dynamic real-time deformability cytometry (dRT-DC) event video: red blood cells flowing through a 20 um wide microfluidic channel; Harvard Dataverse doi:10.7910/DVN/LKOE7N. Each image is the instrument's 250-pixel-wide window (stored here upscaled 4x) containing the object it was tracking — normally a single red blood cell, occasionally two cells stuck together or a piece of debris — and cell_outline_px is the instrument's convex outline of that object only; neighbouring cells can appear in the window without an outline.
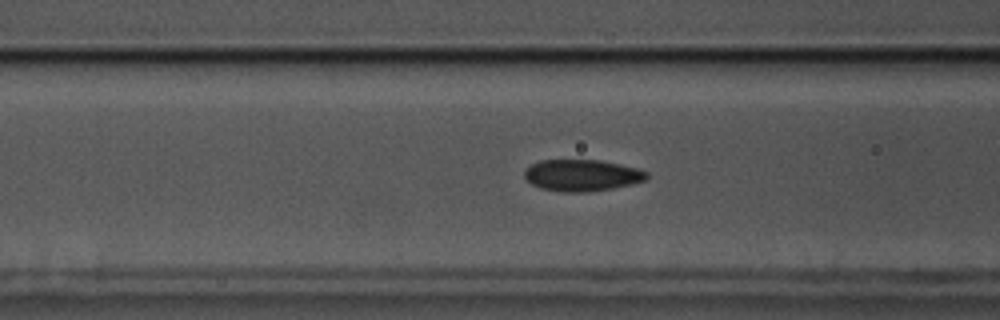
{"species": "common noctule bat (a hibernating species)", "species_latin": "Nyctalus noctula", "temperature_condition": "cold", "stored_images_in_passage": 57, "camera_frame_rate_fps": 3000, "um_per_image_px": 0.085, "animal": {"sex": "male", "body_mass_g": 17.5, "forearm_length_mm": 52.3}, "frame": {"image": 1, "passage_image": 22, "time_ms": 7.0, "image_size_px": [1000, 320], "cell_outline_px": [[648, 176], [644, 180], [632, 184], [612, 188], [584, 192], [564, 192], [540, 188], [532, 184], [524, 176], [524, 172], [532, 164], [540, 160], [600, 160], [620, 164], [636, 168], [648, 172]], "centroid_in_image_um": [49.46, 14.9], "position_along_channel_um": 117.1, "area_um2": 22.31}}
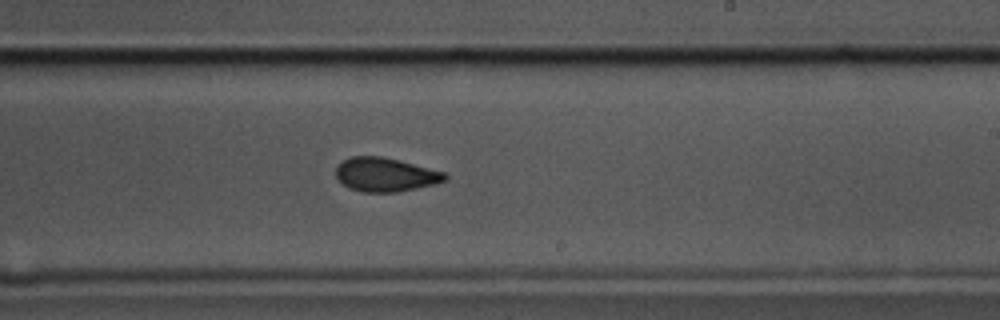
{"frame": {"image": 2, "passage_image": 34, "time_ms": 11.0, "image_size_px": [1000, 320], "cell_outline_px": [[448, 180], [436, 184], [396, 192], [364, 192], [348, 188], [336, 176], [336, 164], [352, 156], [380, 156], [400, 160], [444, 172], [448, 176]], "centroid_in_image_um": [32.77, 14.84], "position_along_channel_um": 256.2, "area_um2": 21.56}}
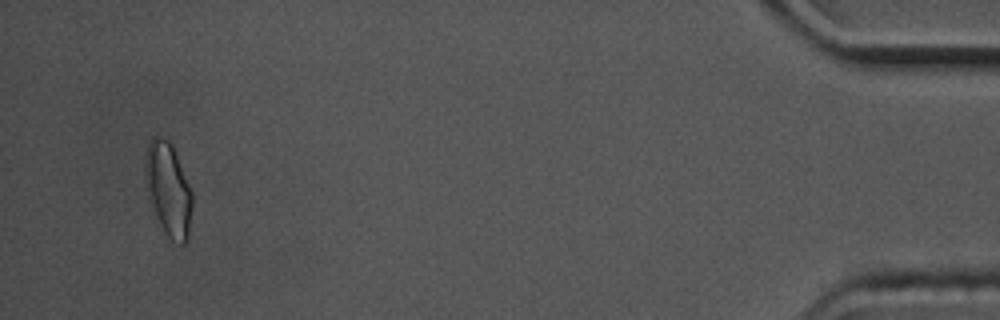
{"frame": {"image": 3, "passage_image": 55, "time_ms": 18.0, "image_size_px": [1000, 320], "cell_outline_px": [[192, 204], [188, 240], [184, 244], [180, 244], [172, 240], [164, 232], [148, 200], [144, 180], [144, 160], [148, 144], [156, 136], [160, 136], [168, 140], [172, 144], [192, 192]], "centroid_in_image_um": [14.28, 16.1], "position_along_channel_um": 420.9, "area_um2": 25.78}, "authors_computed_cell_mechanics": {"area_um2": 22.0218, "velocity_mm_per_s": 3.4846, "shape_relaxation_time_tau1_ms": 8.9156, "shape_relaxation_time_tau2_ms": 3.1444, "deformation_change_tau1": 0.1437, "deformation_change_tau2": 0.0656}}